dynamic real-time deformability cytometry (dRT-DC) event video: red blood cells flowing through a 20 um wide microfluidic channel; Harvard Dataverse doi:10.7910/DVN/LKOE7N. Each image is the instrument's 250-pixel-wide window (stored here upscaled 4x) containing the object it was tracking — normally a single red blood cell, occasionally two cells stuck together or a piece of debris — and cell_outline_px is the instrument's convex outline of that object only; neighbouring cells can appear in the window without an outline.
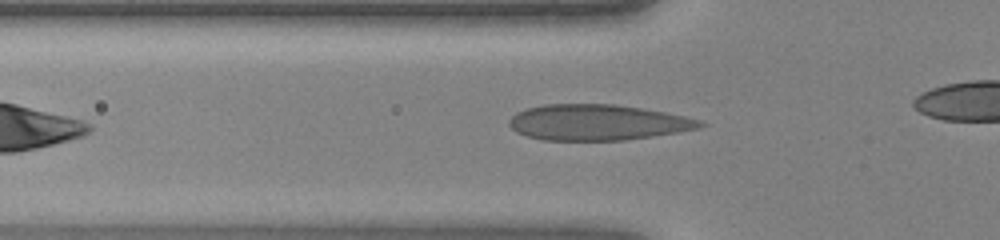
{"species": "human", "species_latin": "Homo sapiens", "temperature_condition": "warm", "stored_images_in_passage": 25, "camera_frame_rate_fps": 3000, "um_per_image_px": 0.085, "donor": {"sex": "female"}, "frame": {"image": 1, "passage_image": 2, "time_ms": 0.333, "image_size_px": [1000, 240], "cell_outline_px": [[708, 124], [700, 128], [652, 136], [624, 140], [544, 140], [528, 136], [516, 132], [508, 124], [508, 120], [516, 112], [528, 108], [544, 104], [616, 104], [664, 112], [684, 116], [700, 120]], "centroid_in_image_um": [50.78, 10.4], "position_along_channel_um": 75.0, "area_um2": 39.65}}
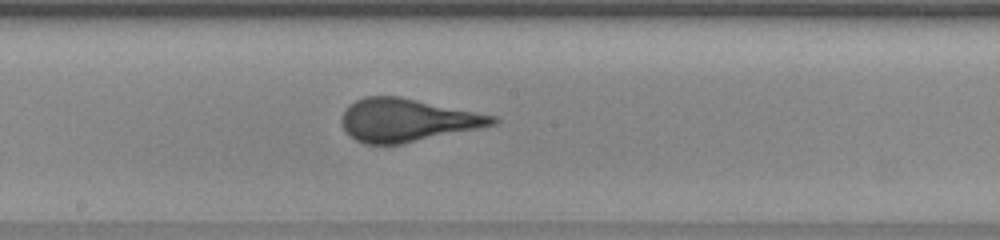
{"frame": {"image": 2, "passage_image": 11, "time_ms": 3.333, "image_size_px": [1000, 240], "cell_outline_px": [[500, 120], [496, 124], [400, 144], [364, 144], [348, 136], [344, 132], [340, 124], [340, 116], [344, 108], [348, 104], [364, 96], [400, 96], [496, 116]], "centroid_in_image_um": [34.51, 10.2], "position_along_channel_um": 213.7, "area_um2": 37.92}}
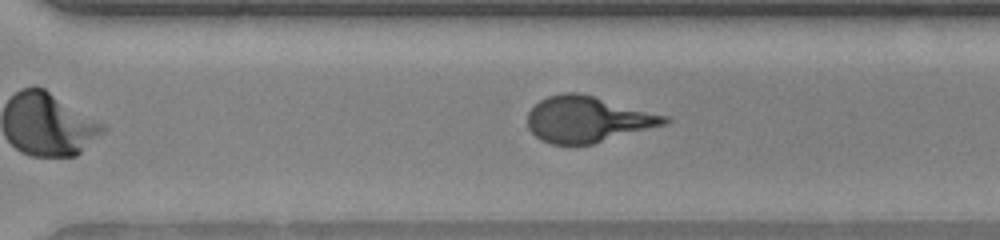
{"frame": {"image": 3, "passage_image": 18, "time_ms": 5.667, "image_size_px": [1000, 240], "cell_outline_px": [[672, 120], [668, 124], [592, 144], [552, 144], [540, 140], [528, 128], [528, 112], [540, 100], [548, 96], [564, 92], [576, 92], [592, 96], [668, 116]], "centroid_in_image_um": [49.95, 10.15], "position_along_channel_um": 320.6, "area_um2": 36.47}}